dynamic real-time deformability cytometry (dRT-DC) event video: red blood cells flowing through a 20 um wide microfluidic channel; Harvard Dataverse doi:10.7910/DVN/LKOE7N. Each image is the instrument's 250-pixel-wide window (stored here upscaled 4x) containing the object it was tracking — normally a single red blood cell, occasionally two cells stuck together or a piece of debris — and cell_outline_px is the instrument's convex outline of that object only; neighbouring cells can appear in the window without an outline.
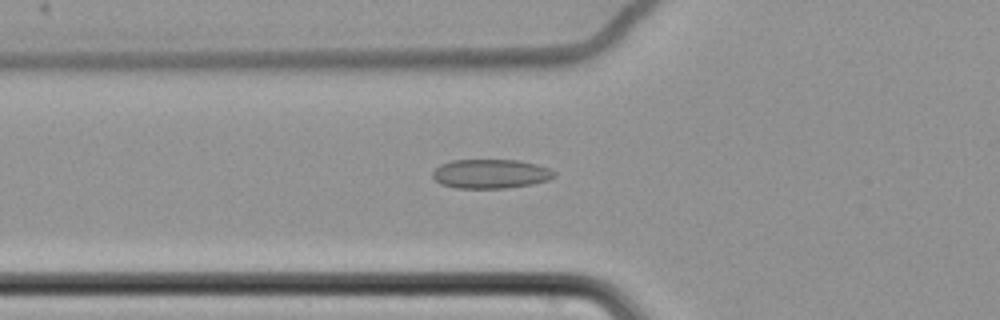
{"species": "common noctule bat (a hibernating species)", "species_latin": "Nyctalus noctula", "temperature_condition": "cold", "stored_images_in_passage": 50, "camera_frame_rate_fps": 3000, "um_per_image_px": 0.085, "animal": {"sex": "female", "body_mass_g": 22.7, "forearm_length_mm": 54.2}, "frame": {"image": 1, "passage_image": 12, "time_ms": 3.667, "image_size_px": [1000, 320], "cell_outline_px": [[556, 176], [548, 180], [532, 184], [504, 188], [456, 188], [440, 184], [432, 176], [432, 172], [440, 164], [452, 160], [516, 160], [536, 164], [548, 168], [556, 172]], "centroid_in_image_um": [41.69, 14.77], "position_along_channel_um": 84.1, "area_um2": 20.69}}
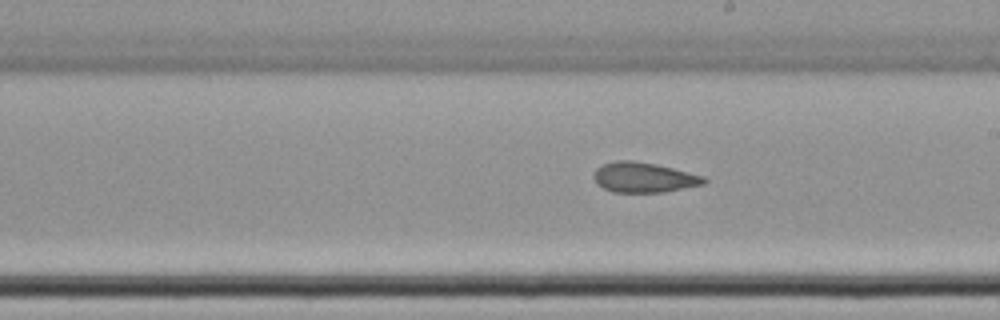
{"frame": {"image": 2, "passage_image": 25, "time_ms": 8.0, "image_size_px": [1000, 320], "cell_outline_px": [[708, 180], [704, 184], [664, 192], [612, 192], [596, 184], [592, 176], [592, 172], [596, 168], [604, 164], [616, 160], [632, 160], [656, 164], [704, 176]], "centroid_in_image_um": [54.68, 15.08], "position_along_channel_um": 234.3, "area_um2": 19.42}}
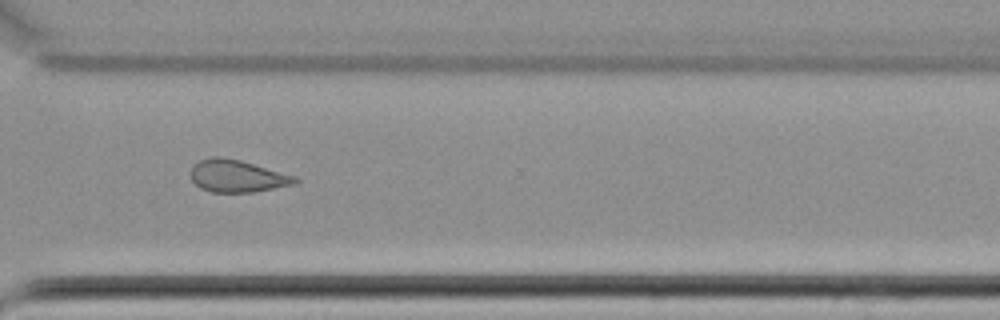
{"frame": {"image": 3, "passage_image": 35, "time_ms": 11.333, "image_size_px": [1000, 320], "cell_outline_px": [[300, 180], [296, 184], [252, 192], [212, 192], [200, 188], [192, 180], [192, 164], [200, 160], [212, 156], [220, 156], [240, 160], [296, 176]], "centroid_in_image_um": [20.17, 14.96], "position_along_channel_um": 350.4, "area_um2": 19.59}, "authors_computed_cell_mechanics": {"area_um2": 20.4612, "velocity_mm_per_s": 3.4682, "shape_relaxation_time_tau1_ms": null, "shape_relaxation_time_tau2_ms": 6.147, "deformation_change_tau1": null, "deformation_change_tau2": 0.1086}}